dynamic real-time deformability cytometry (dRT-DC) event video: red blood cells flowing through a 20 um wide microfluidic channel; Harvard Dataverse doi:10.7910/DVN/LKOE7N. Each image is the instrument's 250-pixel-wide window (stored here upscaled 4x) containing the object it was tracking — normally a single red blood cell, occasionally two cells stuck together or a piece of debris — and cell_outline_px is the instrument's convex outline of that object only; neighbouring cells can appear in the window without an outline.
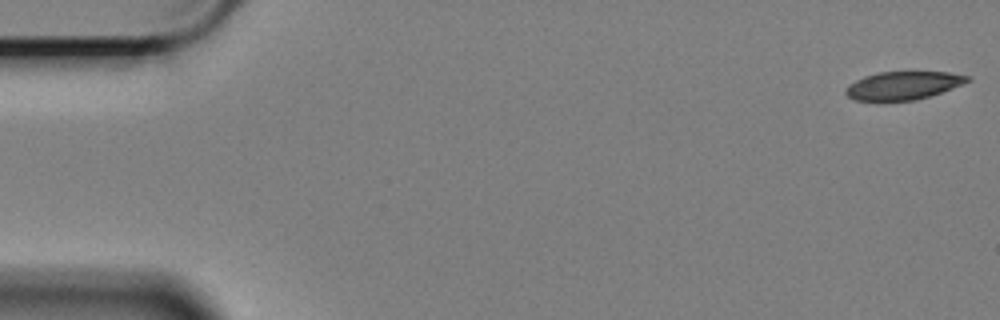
{"species": "Egyptian fruit bat (a non-hibernating species)", "species_latin": "Rousettus aegyptiacus", "temperature_condition": "cold", "stored_images_in_passage": 60, "segment_of_instrument_passage": [1, 2], "camera_frame_rate_fps": 3000, "um_per_image_px": 0.085, "animal": {"sex": "female"}, "frame": {"image": 1, "passage_image": 1, "time_ms": 0.0, "image_size_px": [1000, 320], "cell_outline_px": [[972, 80], [940, 92], [916, 100], [856, 100], [848, 96], [844, 92], [844, 88], [848, 84], [864, 76], [880, 72], [948, 72], [972, 76]], "centroid_in_image_um": [76.76, 7.25], "position_along_channel_um": 8.2, "area_um2": 19.77}}
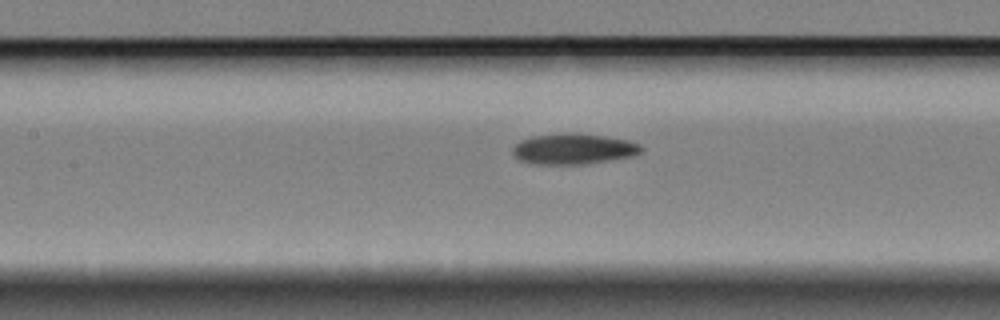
{"frame": {"image": 2, "passage_image": 26, "time_ms": 8.333, "image_size_px": [1000, 320], "cell_outline_px": [[644, 148], [640, 152], [632, 156], [584, 164], [532, 164], [520, 160], [512, 152], [512, 148], [520, 140], [532, 136], [568, 132], [572, 132], [604, 136], [628, 140], [640, 144]], "centroid_in_image_um": [48.73, 12.65], "position_along_channel_um": 158.7, "area_um2": 23.0}}
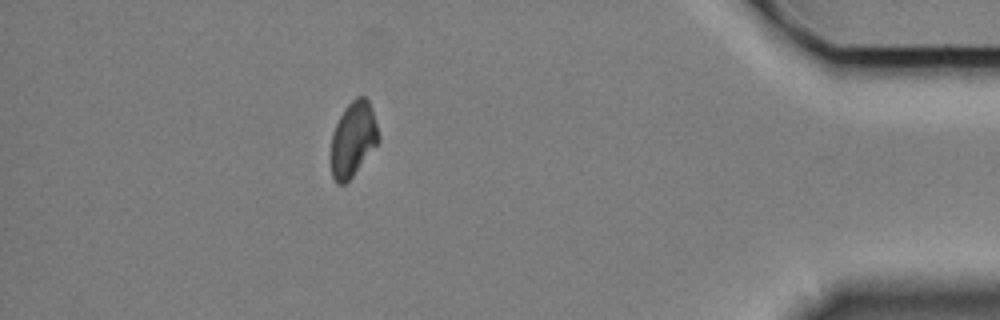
{"frame": {"image": 3, "passage_image": 52, "time_ms": 17.0, "image_size_px": [1000, 320], "cell_outline_px": [[380, 140], [352, 176], [344, 184], [336, 184], [332, 176], [332, 132], [344, 108], [356, 96], [364, 96], [368, 100], [380, 136]], "centroid_in_image_um": [30.01, 11.81], "position_along_channel_um": 405.2, "area_um2": 20.35}}